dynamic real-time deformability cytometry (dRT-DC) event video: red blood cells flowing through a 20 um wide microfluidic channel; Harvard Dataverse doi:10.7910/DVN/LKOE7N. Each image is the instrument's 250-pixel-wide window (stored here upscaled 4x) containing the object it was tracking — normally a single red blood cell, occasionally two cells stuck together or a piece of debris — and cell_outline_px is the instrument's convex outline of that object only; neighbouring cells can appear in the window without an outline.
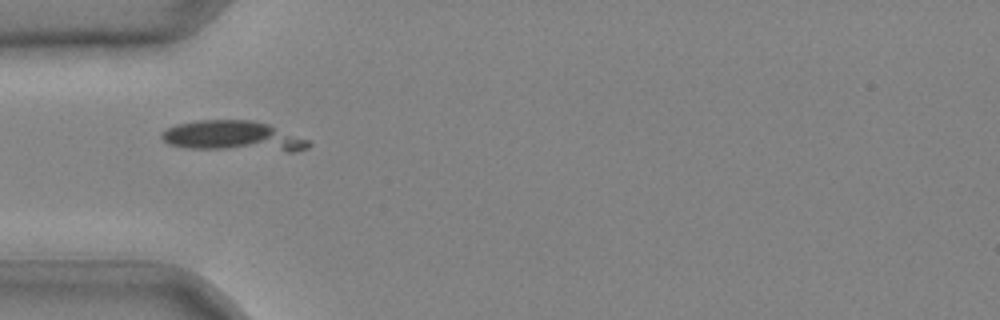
{"species": "common noctule bat (a hibernating species)", "species_latin": "Nyctalus noctula", "temperature_condition": "cold", "stored_images_in_passage": 41, "camera_frame_rate_fps": 3000, "um_per_image_px": 0.085, "animal": {"sex": "male", "body_mass_g": 20.4}, "frame": {"image": 1, "passage_image": 14, "time_ms": 4.333, "image_size_px": [1000, 320], "cell_outline_px": [[312, 144], [308, 148], [296, 152], [288, 152], [188, 148], [168, 144], [160, 136], [168, 128], [176, 124], [196, 120], [252, 120], [268, 124], [312, 140]], "centroid_in_image_um": [19.92, 11.59], "position_along_channel_um": 65.1, "area_um2": 26.41}}